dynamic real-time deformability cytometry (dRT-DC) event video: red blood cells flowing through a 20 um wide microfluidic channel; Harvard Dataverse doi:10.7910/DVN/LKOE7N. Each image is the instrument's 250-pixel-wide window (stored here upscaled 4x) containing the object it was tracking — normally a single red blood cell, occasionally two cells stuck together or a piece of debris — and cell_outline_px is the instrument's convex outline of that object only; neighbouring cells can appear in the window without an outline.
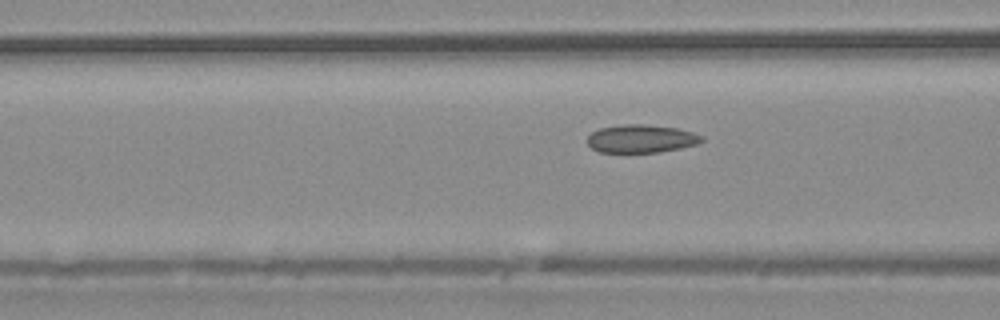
{"species": "common noctule bat (a hibernating species)", "species_latin": "Nyctalus noctula", "temperature_condition": "warm", "stored_images_in_passage": 3, "camera_frame_rate_fps": 3000, "um_per_image_px": 0.085, "animal": {"sex": "male", "body_mass_g": 20.4}, "frame": {"image": 1, "passage_image": 3, "time_ms": 0.667, "image_size_px": [1000, 320], "cell_outline_px": [[704, 140], [696, 144], [680, 148], [660, 152], [600, 152], [592, 148], [588, 144], [588, 136], [592, 132], [600, 128], [624, 124], [644, 124], [676, 128], [692, 132], [704, 136]], "centroid_in_image_um": [54.51, 11.79], "position_along_channel_um": 112.1, "area_um2": 18.61}}